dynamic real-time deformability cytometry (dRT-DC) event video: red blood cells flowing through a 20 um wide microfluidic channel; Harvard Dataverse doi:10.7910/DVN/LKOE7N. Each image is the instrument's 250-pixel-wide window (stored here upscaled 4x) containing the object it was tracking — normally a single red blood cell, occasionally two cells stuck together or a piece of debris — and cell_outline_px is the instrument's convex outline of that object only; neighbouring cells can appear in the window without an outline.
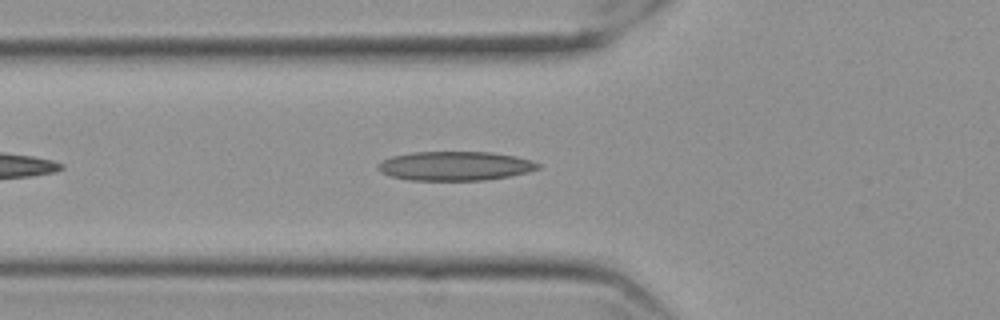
{"species": "Egyptian fruit bat (a non-hibernating species)", "species_latin": "Rousettus aegyptiacus", "temperature_condition": "cold", "stored_images_in_passage": 28, "camera_frame_rate_fps": 3000, "um_per_image_px": 0.085, "frame": {"image": 1, "passage_image": 7, "time_ms": 2.0, "image_size_px": [1000, 320], "cell_outline_px": [[540, 168], [528, 172], [508, 176], [484, 180], [408, 180], [392, 176], [380, 172], [376, 168], [384, 160], [392, 156], [412, 152], [492, 152], [516, 156], [532, 160], [540, 164]], "centroid_in_image_um": [38.7, 14.1], "position_along_channel_um": 87.1, "area_um2": 27.11}}
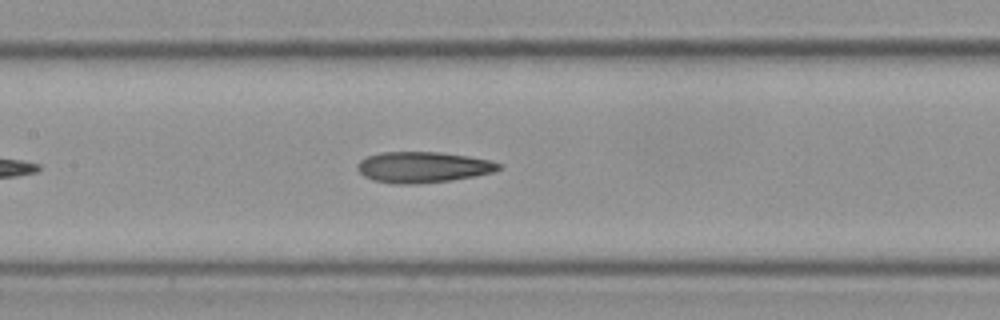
{"frame": {"image": 2, "passage_image": 14, "time_ms": 4.333, "image_size_px": [1000, 320], "cell_outline_px": [[504, 168], [496, 172], [476, 176], [452, 180], [416, 184], [392, 184], [372, 180], [364, 176], [356, 168], [356, 164], [360, 160], [368, 156], [384, 152], [440, 152], [468, 156], [488, 160], [504, 164]], "centroid_in_image_um": [35.99, 14.22], "position_along_channel_um": 171.4, "area_um2": 25.78}}
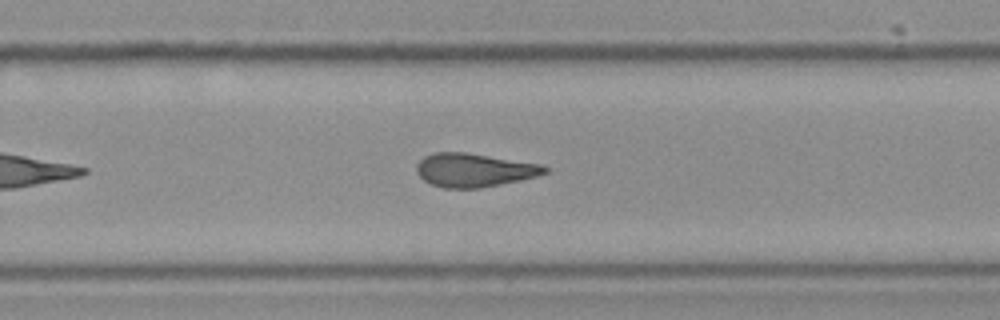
{"frame": {"image": 3, "passage_image": 24, "time_ms": 7.667, "image_size_px": [1000, 320], "cell_outline_px": [[548, 172], [536, 176], [520, 180], [480, 188], [444, 188], [432, 184], [424, 180], [416, 172], [416, 164], [424, 156], [436, 152], [464, 152], [540, 164], [548, 168]], "centroid_in_image_um": [40.27, 14.46], "position_along_channel_um": 289.5, "area_um2": 24.85}}